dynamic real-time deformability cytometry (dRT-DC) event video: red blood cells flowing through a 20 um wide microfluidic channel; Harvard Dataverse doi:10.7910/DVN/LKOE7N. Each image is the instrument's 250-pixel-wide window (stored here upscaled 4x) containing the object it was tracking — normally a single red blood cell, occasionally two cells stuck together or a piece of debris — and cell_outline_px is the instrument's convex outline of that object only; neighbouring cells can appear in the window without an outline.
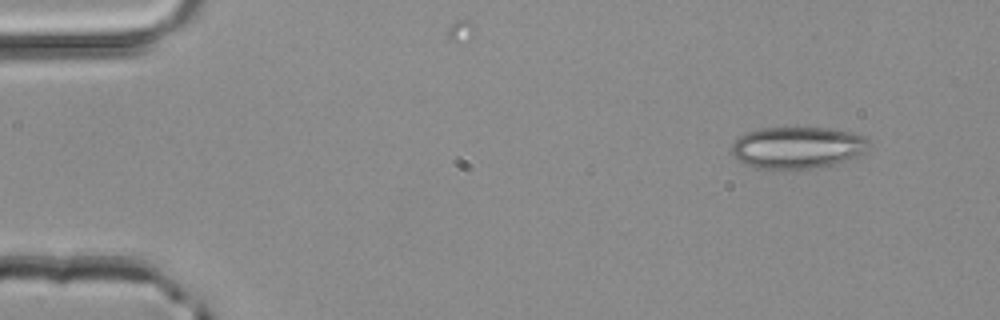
{"species": "common noctule bat (a hibernating species)", "species_latin": "Nyctalus noctula", "temperature_condition": "room temperature", "stored_images_in_passage": 2, "camera_frame_rate_fps": 3000, "um_per_image_px": 0.085, "animal": {"sex": "male", "body_mass_g": 20.4}, "frame": {"image": 1, "passage_image": 1, "time_ms": 0.0, "image_size_px": [1000, 320], "cell_outline_px": [[872, 144], [864, 152], [848, 160], [832, 164], [812, 168], [756, 168], [744, 164], [732, 156], [728, 152], [732, 144], [744, 132], [760, 128], [832, 128], [852, 132], [864, 136]], "centroid_in_image_um": [67.76, 12.53], "position_along_channel_um": 17.2, "area_um2": 33.64}}